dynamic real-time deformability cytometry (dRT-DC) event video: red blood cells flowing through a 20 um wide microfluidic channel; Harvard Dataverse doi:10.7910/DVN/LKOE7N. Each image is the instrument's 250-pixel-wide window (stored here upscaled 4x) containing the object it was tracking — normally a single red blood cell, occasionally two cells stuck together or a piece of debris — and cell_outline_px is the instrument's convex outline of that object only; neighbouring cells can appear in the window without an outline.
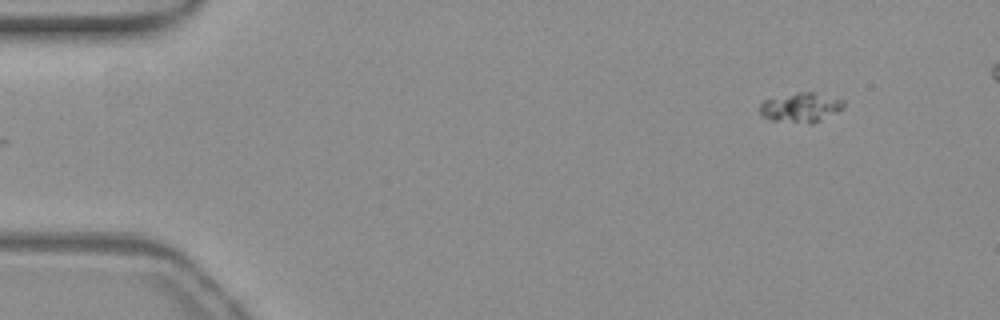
{"species": "common noctule bat (a hibernating species)", "species_latin": "Nyctalus noctula", "temperature_condition": "warm", "stored_images_in_passage": 46, "camera_frame_rate_fps": 3000, "um_per_image_px": 0.085, "animal": {"sex": "female", "body_mass_g": 19.3, "forearm_length_mm": 54.1}, "frame": {"image": 1, "passage_image": 1, "time_ms": 0.0, "image_size_px": [1000, 320], "cell_outline_px": [[844, 104], [840, 108], [820, 120], [812, 124], [808, 124], [772, 120], [764, 116], [760, 112], [760, 104], [764, 100], [800, 92], [812, 92], [844, 100]], "centroid_in_image_um": [68.03, 9.14], "position_along_channel_um": 17.0, "area_um2": 13.93}}
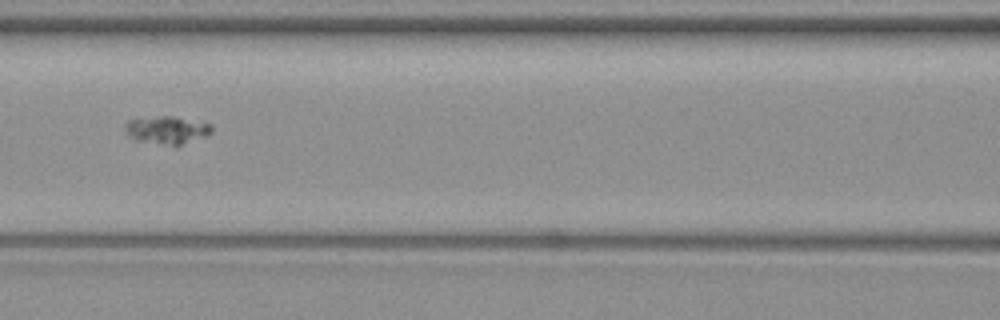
{"frame": {"image": 2, "passage_image": 20, "time_ms": 6.333, "image_size_px": [1000, 320], "cell_outline_px": [[212, 132], [208, 136], [176, 148], [140, 140], [132, 136], [124, 128], [128, 120], [160, 116], [176, 116], [212, 124]], "centroid_in_image_um": [14.31, 11.08], "position_along_channel_um": 152.3, "area_um2": 14.28}}
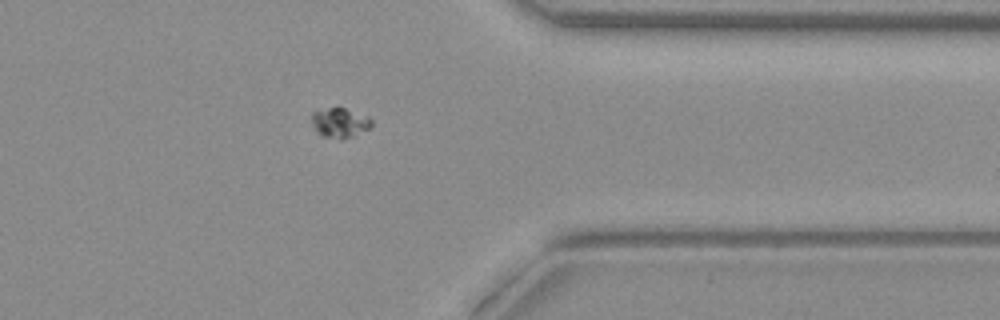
{"frame": {"image": 3, "passage_image": 39, "time_ms": 12.667, "image_size_px": [1000, 320], "cell_outline_px": [[372, 124], [368, 128], [352, 136], [340, 140], [324, 136], [312, 124], [312, 112], [328, 108], [344, 108], [368, 116], [372, 120]], "centroid_in_image_um": [28.9, 10.43], "position_along_channel_um": 382.5, "area_um2": 10.06}}